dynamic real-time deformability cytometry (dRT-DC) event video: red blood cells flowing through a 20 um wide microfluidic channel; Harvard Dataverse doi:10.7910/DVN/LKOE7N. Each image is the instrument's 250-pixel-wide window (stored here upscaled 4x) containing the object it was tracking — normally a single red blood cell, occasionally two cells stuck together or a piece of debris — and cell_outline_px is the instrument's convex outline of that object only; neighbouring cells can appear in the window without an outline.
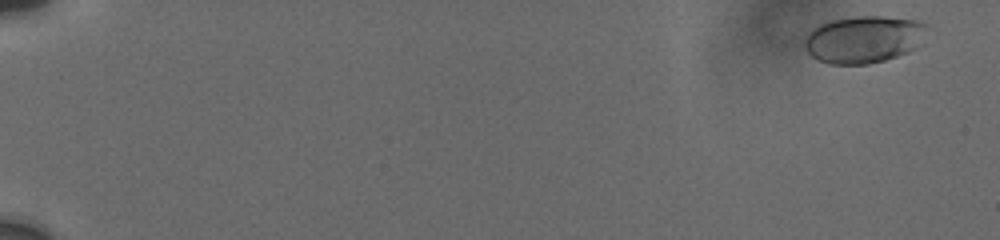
{"species": "human", "species_latin": "Homo sapiens", "temperature_condition": "cold", "stored_images_in_passage": 42, "camera_frame_rate_fps": 3000, "um_per_image_px": 0.085, "donor": {"sex": "male"}, "frame": {"image": 1, "passage_image": 1, "time_ms": 0.0, "image_size_px": [1000, 240], "cell_outline_px": [[928, 24], [916, 48], [908, 52], [884, 60], [868, 64], [828, 64], [816, 60], [804, 48], [800, 40], [812, 28], [820, 24], [832, 20], [860, 16], [884, 16], [916, 20]], "centroid_in_image_um": [73.33, 3.35], "position_along_channel_um": 11.7, "area_um2": 33.87}}
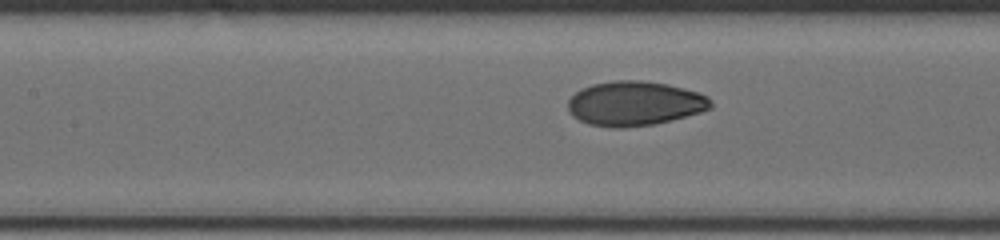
{"frame": {"image": 2, "passage_image": 32, "time_ms": 9.0, "image_size_px": [1000, 240], "cell_outline_px": [[712, 108], [700, 112], [652, 124], [624, 128], [612, 128], [588, 124], [572, 116], [568, 112], [568, 100], [580, 88], [592, 84], [612, 80], [640, 80], [668, 84], [684, 88], [708, 96], [712, 100]], "centroid_in_image_um": [53.91, 8.79], "position_along_channel_um": 153.5, "area_um2": 37.11}}
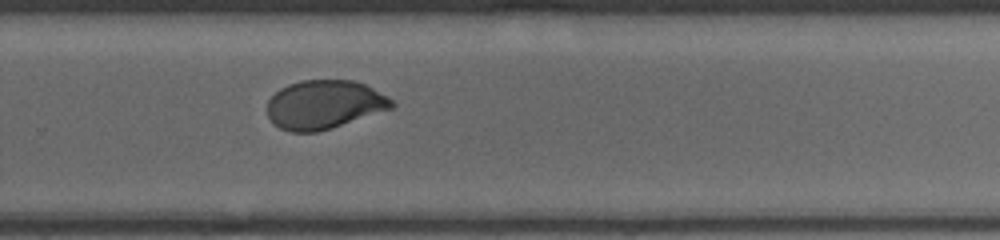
{"frame": {"image": 3, "passage_image": 42, "time_ms": 13.0, "image_size_px": [1000, 240], "cell_outline_px": [[396, 104], [392, 108], [316, 132], [292, 132], [280, 128], [268, 116], [268, 100], [280, 88], [288, 84], [300, 80], [352, 80], [364, 84], [388, 96]], "centroid_in_image_um": [27.55, 8.87], "position_along_channel_um": 302.3, "area_um2": 34.91}}